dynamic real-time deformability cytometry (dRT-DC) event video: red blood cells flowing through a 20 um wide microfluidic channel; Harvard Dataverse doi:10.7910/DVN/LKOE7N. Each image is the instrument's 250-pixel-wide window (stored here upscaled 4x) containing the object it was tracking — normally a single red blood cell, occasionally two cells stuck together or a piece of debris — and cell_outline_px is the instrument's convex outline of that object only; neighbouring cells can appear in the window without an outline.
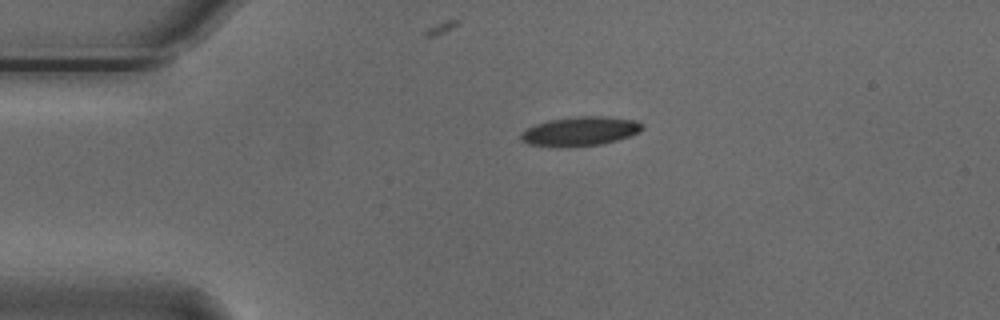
{"species": "Egyptian fruit bat (a non-hibernating species)", "species_latin": "Rousettus aegyptiacus", "temperature_condition": "cold", "stored_images_in_passage": 21, "camera_frame_rate_fps": 3000, "um_per_image_px": 0.085, "animal": {"sex": "male"}, "frame": {"image": 1, "passage_image": 1, "time_ms": 0.0, "image_size_px": [1000, 320], "cell_outline_px": [[644, 128], [640, 132], [632, 136], [600, 144], [568, 148], [556, 148], [528, 144], [520, 140], [520, 132], [536, 124], [548, 120], [576, 116], [604, 116], [636, 120], [644, 124]], "centroid_in_image_um": [49.31, 11.17], "position_along_channel_um": 35.7, "area_um2": 21.15}}
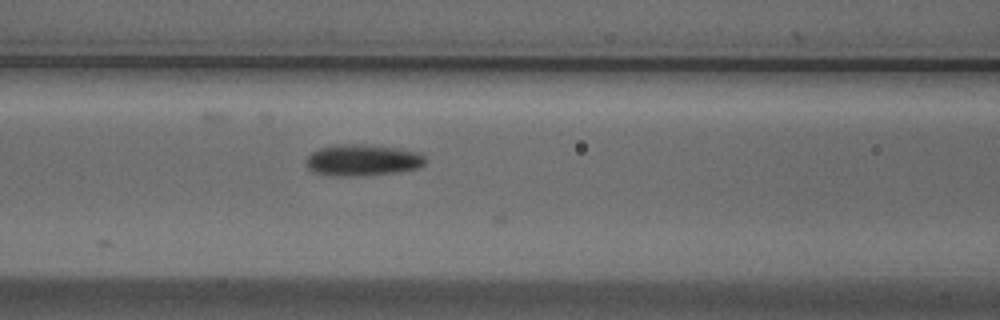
{"frame": {"image": 2, "passage_image": 12, "time_ms": 3.667, "image_size_px": [1000, 320], "cell_outline_px": [[428, 160], [420, 168], [396, 172], [368, 176], [332, 176], [312, 172], [304, 164], [308, 156], [312, 152], [320, 148], [332, 144], [360, 144], [396, 148], [420, 152]], "centroid_in_image_um": [30.81, 13.62], "position_along_channel_um": 135.8, "area_um2": 22.25}}
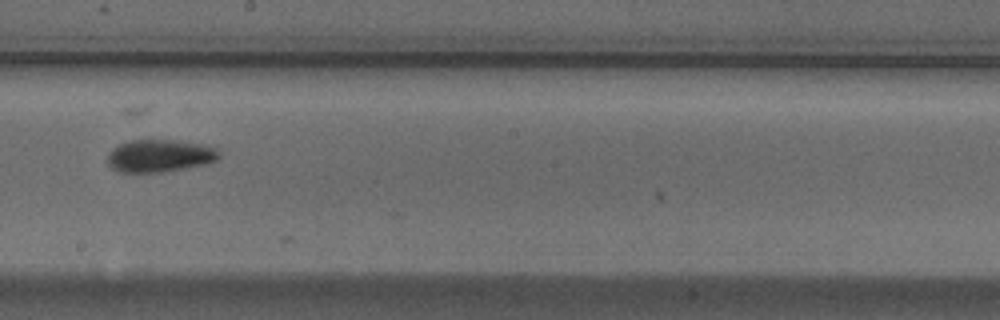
{"frame": {"image": 3, "passage_image": 20, "time_ms": 6.333, "image_size_px": [1000, 320], "cell_outline_px": [[220, 156], [216, 160], [204, 164], [160, 172], [120, 172], [112, 168], [108, 164], [108, 156], [112, 148], [128, 140], [176, 140], [208, 144], [216, 148], [220, 152]], "centroid_in_image_um": [13.59, 13.22], "position_along_channel_um": 234.6, "area_um2": 21.15}}